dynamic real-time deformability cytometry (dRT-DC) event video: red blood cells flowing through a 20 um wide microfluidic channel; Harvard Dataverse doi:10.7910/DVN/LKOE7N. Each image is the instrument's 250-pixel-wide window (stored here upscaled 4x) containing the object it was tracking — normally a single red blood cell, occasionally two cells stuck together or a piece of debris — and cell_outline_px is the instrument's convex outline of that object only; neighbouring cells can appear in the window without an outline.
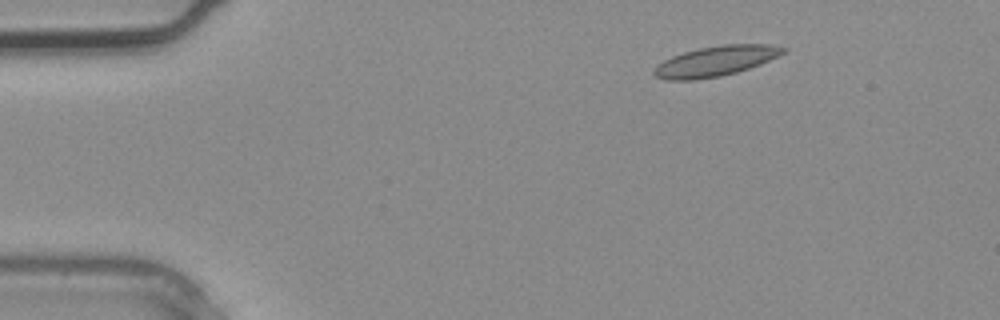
{"species": "common noctule bat (a hibernating species)", "species_latin": "Nyctalus noctula", "temperature_condition": "warm", "stored_images_in_passage": 3, "camera_frame_rate_fps": 3000, "um_per_image_px": 0.085, "animal": {"sex": "male", "body_mass_g": 20.4}, "frame": {"image": 1, "passage_image": 1, "time_ms": 0.0, "image_size_px": [1000, 320], "cell_outline_px": [[788, 48], [784, 52], [760, 64], [736, 72], [720, 76], [696, 80], [664, 80], [656, 76], [652, 72], [652, 68], [664, 60], [672, 56], [684, 52], [700, 48], [724, 44], [768, 44]], "centroid_in_image_um": [60.78, 5.2], "position_along_channel_um": 24.2, "area_um2": 22.54}}
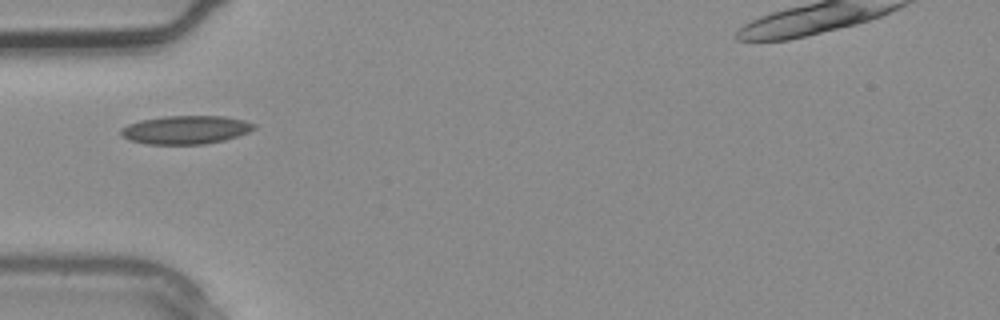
{"frame": {"image": 2, "passage_image": 3, "time_ms": 0.667, "image_size_px": [1000, 320], "cell_outline_px": [[256, 128], [248, 132], [224, 140], [204, 144], [144, 144], [128, 140], [120, 136], [120, 128], [128, 124], [140, 120], [164, 116], [224, 116], [244, 120], [256, 124]], "centroid_in_image_um": [15.74, 11.03], "position_along_channel_um": 69.3, "area_um2": 22.2}}